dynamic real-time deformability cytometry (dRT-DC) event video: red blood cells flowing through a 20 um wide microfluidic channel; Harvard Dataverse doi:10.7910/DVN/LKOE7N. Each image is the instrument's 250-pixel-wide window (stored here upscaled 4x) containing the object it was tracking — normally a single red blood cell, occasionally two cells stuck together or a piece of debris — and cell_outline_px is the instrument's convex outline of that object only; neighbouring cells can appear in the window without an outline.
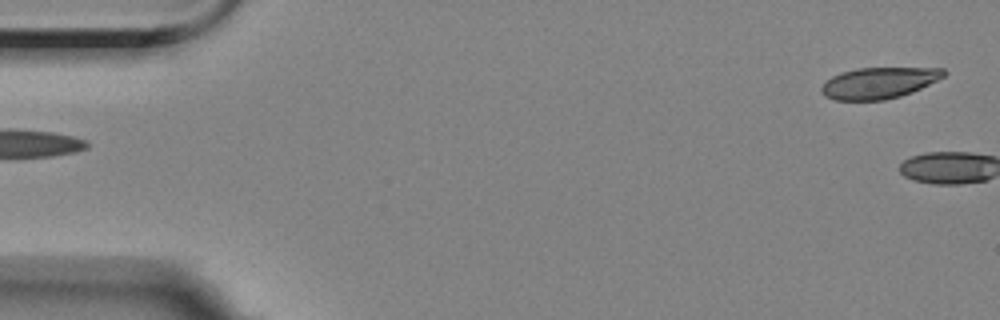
{"species": "Egyptian fruit bat (a non-hibernating species)", "species_latin": "Rousettus aegyptiacus", "temperature_condition": "room temperature", "stored_images_in_passage": 2, "camera_frame_rate_fps": 3000, "um_per_image_px": 0.085, "animal": {"sex": "female"}, "frame": {"image": 1, "passage_image": 2, "time_ms": 2.333, "image_size_px": [1000, 320], "cell_outline_px": [[948, 72], [944, 76], [912, 92], [900, 96], [884, 100], [836, 100], [824, 96], [820, 92], [820, 88], [832, 76], [840, 72], [856, 68], [944, 68]], "centroid_in_image_um": [74.68, 7.04], "position_along_channel_um": 10.3, "area_um2": 22.2}}